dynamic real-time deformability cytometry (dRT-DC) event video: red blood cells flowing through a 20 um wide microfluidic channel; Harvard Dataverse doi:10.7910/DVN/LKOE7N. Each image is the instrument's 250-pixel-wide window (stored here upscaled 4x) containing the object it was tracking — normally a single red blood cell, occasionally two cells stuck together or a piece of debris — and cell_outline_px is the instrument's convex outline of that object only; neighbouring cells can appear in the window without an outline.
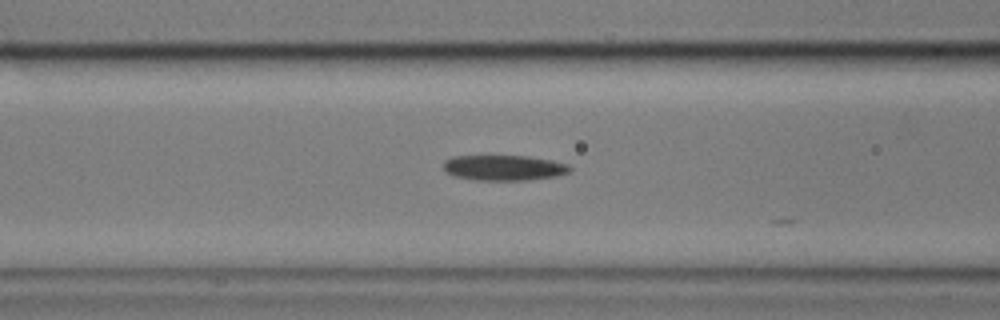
{"species": "common noctule bat (a hibernating species)", "species_latin": "Nyctalus noctula", "temperature_condition": "cold", "stored_images_in_passage": 14, "camera_frame_rate_fps": 3000, "um_per_image_px": 0.085, "animal": {"sex": "male", "body_mass_g": 17.9}, "frame": {"image": 1, "passage_image": 7, "time_ms": 2.0, "image_size_px": [1000, 320], "cell_outline_px": [[572, 168], [568, 172], [560, 176], [528, 180], [476, 180], [452, 176], [444, 172], [444, 160], [452, 156], [528, 156], [552, 160], [568, 164]], "centroid_in_image_um": [42.83, 14.26], "position_along_channel_um": 123.8, "area_um2": 18.96}}